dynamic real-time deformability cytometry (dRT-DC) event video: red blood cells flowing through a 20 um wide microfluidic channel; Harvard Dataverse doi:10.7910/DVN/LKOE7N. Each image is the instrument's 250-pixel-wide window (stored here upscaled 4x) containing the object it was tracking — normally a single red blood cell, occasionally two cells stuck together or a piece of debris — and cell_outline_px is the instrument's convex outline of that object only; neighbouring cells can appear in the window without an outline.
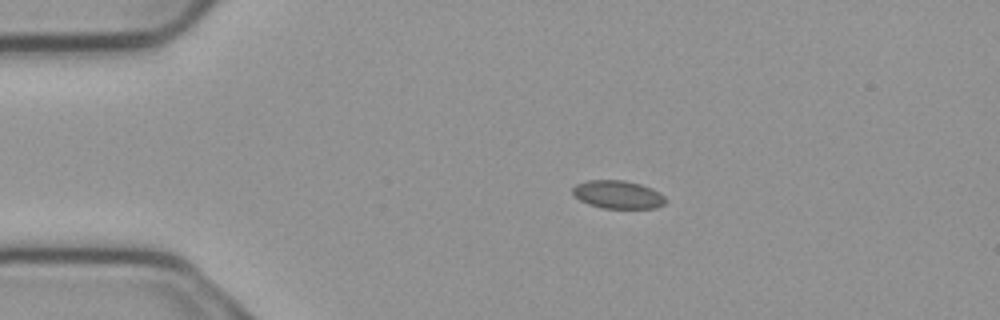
{"species": "common noctule bat (a hibernating species)", "species_latin": "Nyctalus noctula", "temperature_condition": "cold", "stored_images_in_passage": 3, "camera_frame_rate_fps": 3000, "um_per_image_px": 0.085, "animal": {"sex": "male", "body_mass_g": 23.1, "forearm_length_mm": 52.7}, "frame": {"image": 1, "passage_image": 1, "time_ms": 0.0, "image_size_px": [1000, 320], "cell_outline_px": [[668, 200], [664, 204], [656, 208], [604, 208], [588, 204], [580, 200], [572, 192], [572, 188], [576, 184], [588, 180], [624, 180], [640, 184], [652, 188], [660, 192]], "centroid_in_image_um": [52.55, 16.53], "position_along_channel_um": 32.5, "area_um2": 15.26}}
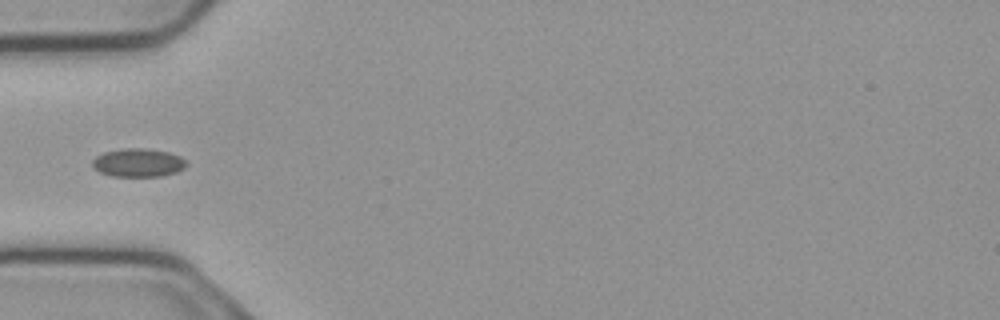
{"frame": {"image": 2, "passage_image": 3, "time_ms": 0.667, "image_size_px": [1000, 320], "cell_outline_px": [[188, 164], [184, 168], [176, 172], [160, 176], [112, 176], [100, 172], [92, 168], [92, 160], [96, 156], [104, 152], [124, 148], [144, 148], [168, 152], [180, 156]], "centroid_in_image_um": [11.72, 13.83], "position_along_channel_um": 73.3, "area_um2": 15.55}}